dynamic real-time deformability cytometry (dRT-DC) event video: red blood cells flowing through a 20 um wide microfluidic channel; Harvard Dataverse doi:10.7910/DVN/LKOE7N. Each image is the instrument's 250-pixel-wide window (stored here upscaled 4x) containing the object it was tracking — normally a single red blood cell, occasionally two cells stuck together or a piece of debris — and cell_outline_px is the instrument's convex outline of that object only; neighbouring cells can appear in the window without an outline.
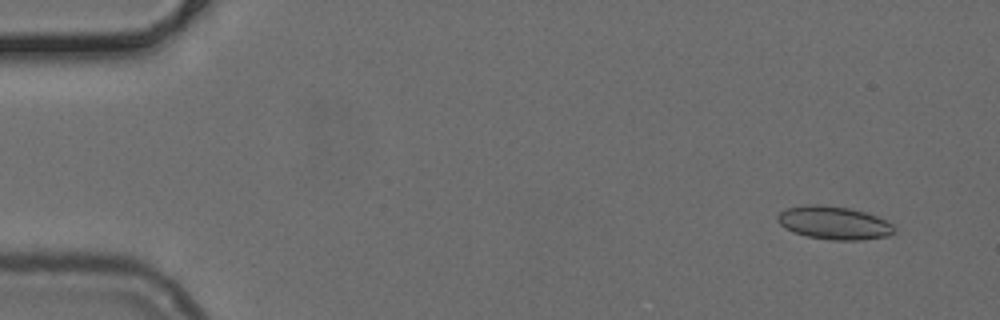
{"species": "common noctule bat (a hibernating species)", "species_latin": "Nyctalus noctula", "temperature_condition": "cold", "stored_images_in_passage": 49, "camera_frame_rate_fps": 3000, "um_per_image_px": 0.085, "animal": {"sex": "female", "body_mass_g": 24.6, "forearm_length_mm": 56.2}, "frame": {"image": 1, "passage_image": 2, "time_ms": 0.333, "image_size_px": [1000, 320], "cell_outline_px": [[896, 232], [888, 236], [860, 240], [832, 240], [808, 236], [792, 232], [784, 228], [776, 220], [776, 216], [780, 212], [788, 208], [808, 204], [820, 204], [848, 208], [864, 212], [876, 216], [892, 224], [896, 228]], "centroid_in_image_um": [70.87, 18.95], "position_along_channel_um": 14.1, "area_um2": 22.54}}
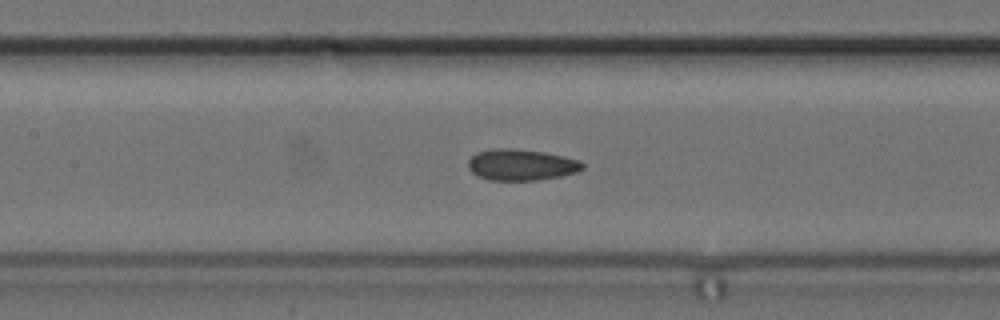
{"frame": {"image": 2, "passage_image": 22, "time_ms": 7.0, "image_size_px": [1000, 320], "cell_outline_px": [[584, 168], [576, 172], [560, 176], [536, 180], [488, 180], [472, 172], [468, 168], [468, 160], [476, 152], [492, 148], [508, 148], [544, 152], [564, 156], [580, 160], [584, 164]], "centroid_in_image_um": [44.3, 14.0], "position_along_channel_um": 163.1, "area_um2": 20.81}}
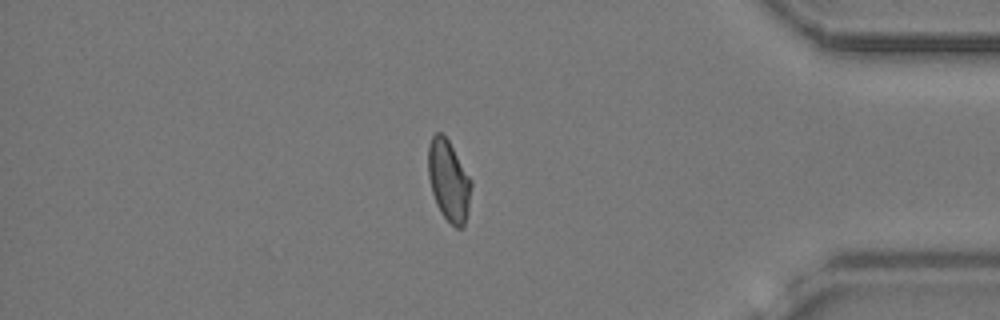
{"frame": {"image": 3, "passage_image": 42, "time_ms": 13.667, "image_size_px": [1000, 320], "cell_outline_px": [[472, 184], [468, 212], [464, 228], [456, 228], [440, 212], [436, 204], [432, 192], [428, 176], [428, 144], [432, 136], [436, 132], [440, 132], [448, 140], [472, 180]], "centroid_in_image_um": [38.14, 15.37], "position_along_channel_um": 397.1, "area_um2": 20.4}}